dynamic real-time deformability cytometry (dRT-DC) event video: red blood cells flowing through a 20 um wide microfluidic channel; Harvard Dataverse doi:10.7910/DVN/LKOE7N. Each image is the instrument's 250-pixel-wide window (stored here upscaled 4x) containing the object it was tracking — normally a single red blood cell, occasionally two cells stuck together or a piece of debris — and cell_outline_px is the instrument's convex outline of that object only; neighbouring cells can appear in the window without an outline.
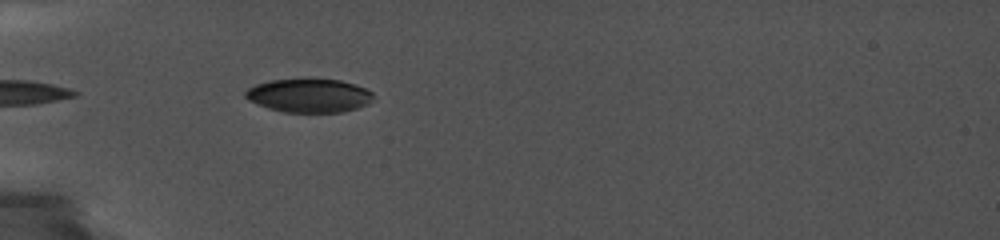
{"species": "common noctule bat (a hibernating species)", "species_latin": "Nyctalus noctula", "temperature_condition": "cold", "stored_images_in_passage": 29, "camera_frame_rate_fps": 5000, "um_per_image_px": 0.085, "animal": {"sex": "female", "body_mass_g": 19.0, "forearm_length_mm": 56.7}, "frame": {"image": 1, "passage_image": 2, "time_ms": 0.4, "image_size_px": [1000, 240], "cell_outline_px": [[372, 100], [368, 104], [344, 112], [284, 112], [268, 108], [256, 104], [248, 100], [244, 96], [244, 92], [248, 88], [256, 84], [272, 80], [340, 80], [356, 84], [372, 92]], "centroid_in_image_um": [26.25, 8.14], "position_along_channel_um": 58.7, "area_um2": 24.85}}
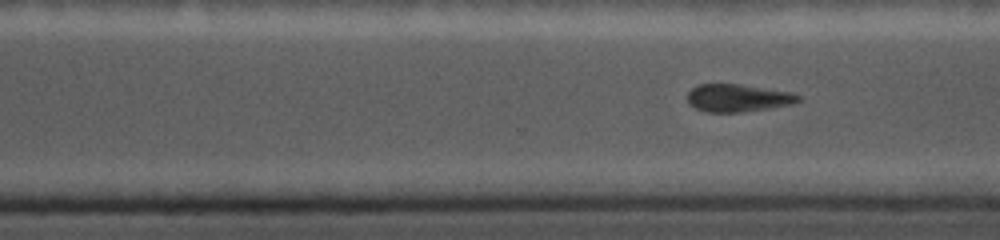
{"frame": {"image": 2, "passage_image": 20, "time_ms": 6.4, "image_size_px": [1000, 240], "cell_outline_px": [[800, 100], [792, 104], [768, 108], [740, 112], [704, 112], [688, 104], [688, 92], [696, 84], [740, 84], [792, 92], [800, 96]], "centroid_in_image_um": [62.69, 8.32], "position_along_channel_um": 307.9, "area_um2": 17.86}}
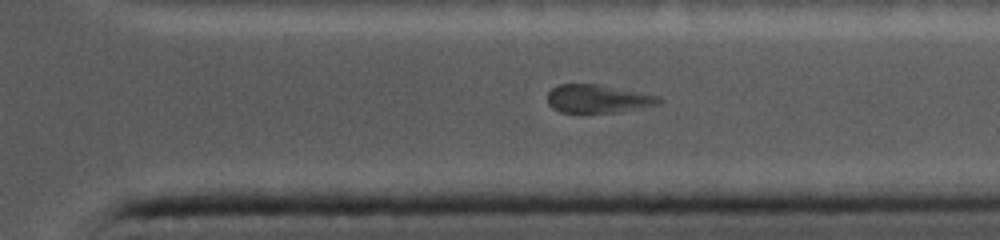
{"frame": {"image": 3, "passage_image": 26, "time_ms": 7.8, "image_size_px": [1000, 240], "cell_outline_px": [[664, 100], [660, 104], [616, 112], [560, 112], [552, 108], [548, 104], [548, 92], [552, 88], [560, 84], [596, 84], [640, 92], [660, 96]], "centroid_in_image_um": [50.83, 8.39], "position_along_channel_um": 360.6, "area_um2": 18.21}}